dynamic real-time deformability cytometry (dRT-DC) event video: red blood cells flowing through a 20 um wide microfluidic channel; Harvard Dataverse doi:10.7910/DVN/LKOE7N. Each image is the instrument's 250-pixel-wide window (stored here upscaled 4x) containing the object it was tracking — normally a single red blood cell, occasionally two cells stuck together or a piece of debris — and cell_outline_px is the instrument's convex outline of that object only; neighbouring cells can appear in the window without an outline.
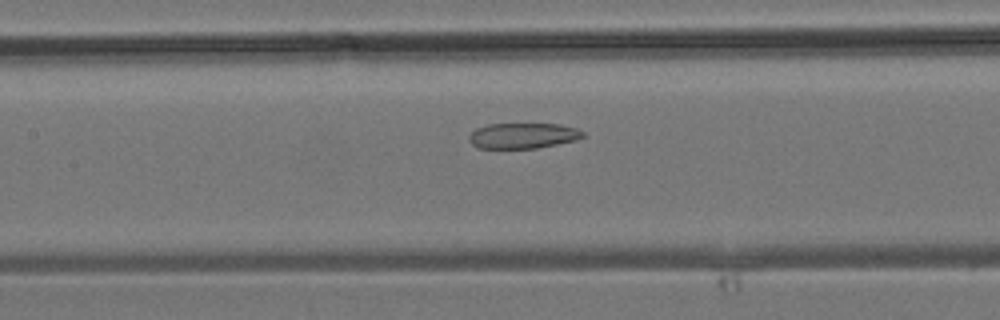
{"species": "common noctule bat (a hibernating species)", "species_latin": "Nyctalus noctula", "temperature_condition": "room temperature", "stored_images_in_passage": 28, "camera_frame_rate_fps": 3000, "um_per_image_px": 0.085, "animal": {"sex": "male", "body_mass_g": 19.2, "forearm_length_mm": 51.8}, "frame": {"image": 1, "passage_image": 15, "time_ms": 4.667, "image_size_px": [1000, 320], "cell_outline_px": [[584, 136], [576, 140], [536, 148], [476, 148], [468, 140], [468, 136], [476, 128], [488, 124], [560, 124], [576, 128], [584, 132]], "centroid_in_image_um": [44.42, 11.53], "position_along_channel_um": 163.0, "area_um2": 16.94}}
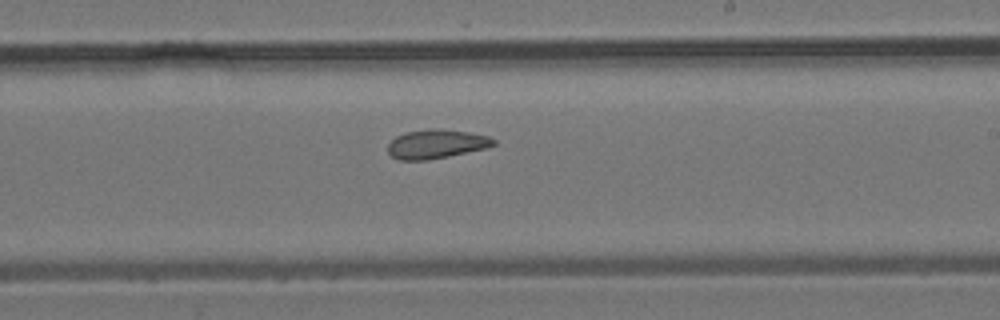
{"frame": {"image": 2, "passage_image": 20, "time_ms": 6.333, "image_size_px": [1000, 320], "cell_outline_px": [[496, 144], [488, 148], [428, 160], [400, 160], [392, 156], [388, 152], [388, 144], [396, 136], [404, 132], [432, 128], [440, 128], [468, 132], [488, 136], [496, 140]], "centroid_in_image_um": [37.1, 12.23], "position_along_channel_um": 251.9, "area_um2": 17.98}}
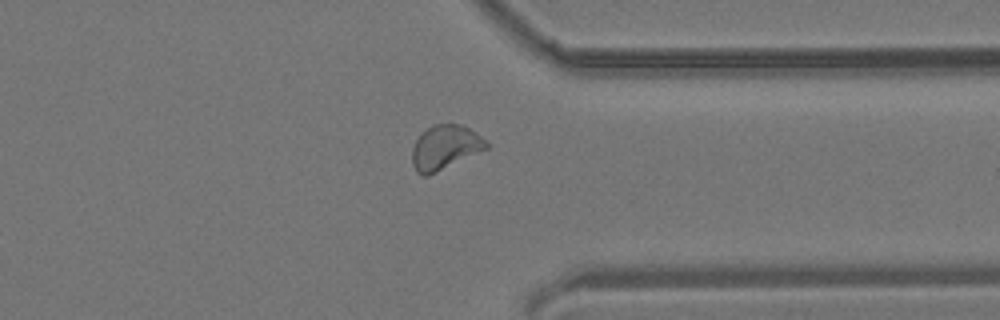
{"frame": {"image": 3, "passage_image": 27, "time_ms": 8.667, "image_size_px": [1000, 320], "cell_outline_px": [[488, 148], [428, 176], [424, 176], [416, 172], [412, 164], [412, 148], [416, 140], [428, 128], [436, 124], [460, 124], [476, 132], [488, 144]], "centroid_in_image_um": [37.81, 12.54], "position_along_channel_um": 373.6, "area_um2": 18.9}}